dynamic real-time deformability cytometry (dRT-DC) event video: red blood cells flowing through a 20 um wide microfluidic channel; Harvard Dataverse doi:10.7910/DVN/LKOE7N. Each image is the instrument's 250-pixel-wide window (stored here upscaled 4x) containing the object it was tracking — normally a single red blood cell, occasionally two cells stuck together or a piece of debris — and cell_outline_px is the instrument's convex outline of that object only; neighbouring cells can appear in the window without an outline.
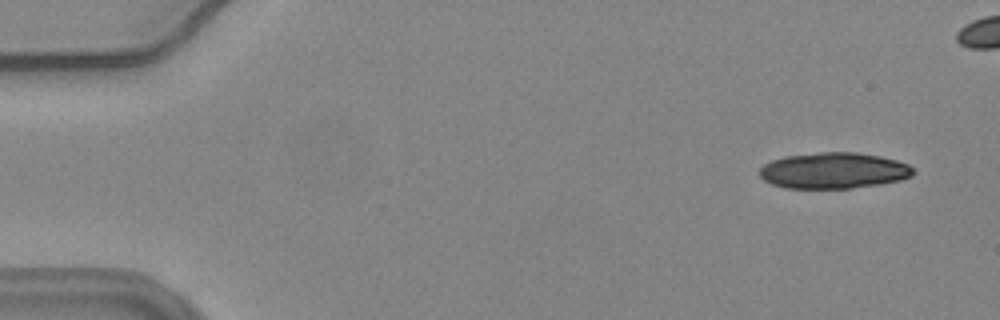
{"species": "common noctule bat (a hibernating species)", "species_latin": "Nyctalus noctula", "temperature_condition": "warm", "stored_images_in_passage": 25, "camera_frame_rate_fps": 3000, "um_per_image_px": 0.085, "animal": {"sex": "female", "body_mass_g": 24.6, "forearm_length_mm": 56.2}, "frame": {"image": 1, "passage_image": 4, "time_ms": 1.0, "image_size_px": [1000, 320], "cell_outline_px": [[916, 172], [912, 176], [900, 180], [880, 184], [852, 188], [784, 188], [772, 184], [764, 180], [760, 176], [760, 168], [764, 164], [772, 160], [784, 156], [820, 152], [856, 152], [880, 156], [896, 160], [908, 164]], "centroid_in_image_um": [70.86, 14.5], "position_along_channel_um": 14.1, "area_um2": 32.37}}